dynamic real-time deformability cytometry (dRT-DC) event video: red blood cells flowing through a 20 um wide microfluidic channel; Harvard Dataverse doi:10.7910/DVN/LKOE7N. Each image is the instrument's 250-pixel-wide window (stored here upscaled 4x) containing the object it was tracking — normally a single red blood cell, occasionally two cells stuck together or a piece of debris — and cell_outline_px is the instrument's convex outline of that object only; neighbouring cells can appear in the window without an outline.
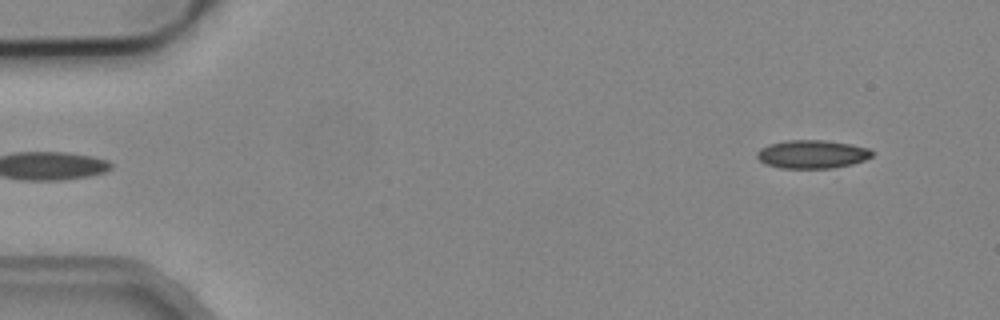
{"species": "common noctule bat (a hibernating species)", "species_latin": "Nyctalus noctula", "temperature_condition": "cold", "stored_images_in_passage": 5, "segment_of_instrument_passage": [2, 2], "camera_frame_rate_fps": 3000, "um_per_image_px": 0.085, "animal": {"sex": "male", "body_mass_g": 19.2, "forearm_length_mm": 51.8}, "frame": {"image": 1, "passage_image": 5, "time_ms": 1.333, "image_size_px": [1000, 320], "cell_outline_px": [[872, 156], [864, 160], [852, 164], [832, 168], [780, 168], [768, 164], [760, 160], [756, 156], [756, 152], [760, 148], [768, 144], [788, 140], [824, 140], [852, 144], [868, 148], [872, 152]], "centroid_in_image_um": [69.02, 13.1], "position_along_channel_um": 16.0, "area_um2": 18.96}}